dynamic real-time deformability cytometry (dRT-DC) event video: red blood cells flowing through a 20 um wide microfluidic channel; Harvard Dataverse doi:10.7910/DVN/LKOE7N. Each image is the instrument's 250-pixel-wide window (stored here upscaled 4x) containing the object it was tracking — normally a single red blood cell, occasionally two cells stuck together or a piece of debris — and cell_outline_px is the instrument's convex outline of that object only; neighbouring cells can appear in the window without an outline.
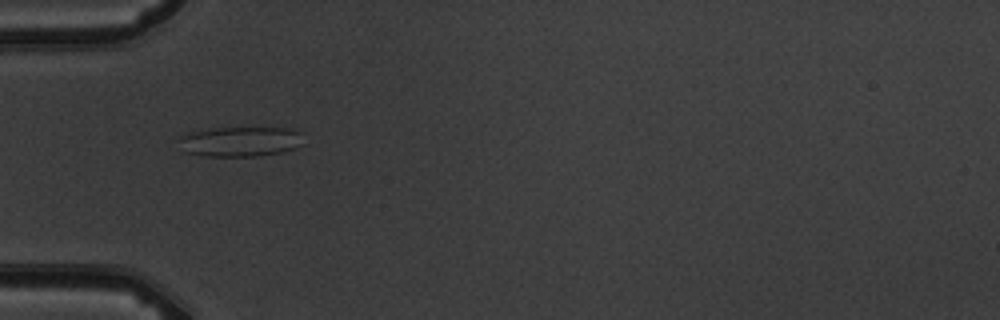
{"species": "common noctule bat (a hibernating species)", "species_latin": "Nyctalus noctula", "temperature_condition": "warm", "stored_images_in_passage": 6, "camera_frame_rate_fps": 3000, "um_per_image_px": 0.085, "animal": {"sex": "male", "body_mass_g": 19.5, "forearm_length_mm": 54.6}, "frame": {"image": 1, "passage_image": 4, "time_ms": 4.333, "image_size_px": [1000, 320], "cell_outline_px": [[304, 144], [284, 152], [260, 156], [204, 156], [184, 152], [180, 140], [180, 136], [188, 132], [212, 128], [288, 128], [304, 132]], "centroid_in_image_um": [20.5, 12.03], "position_along_channel_um": 64.5, "area_um2": 22.08}}
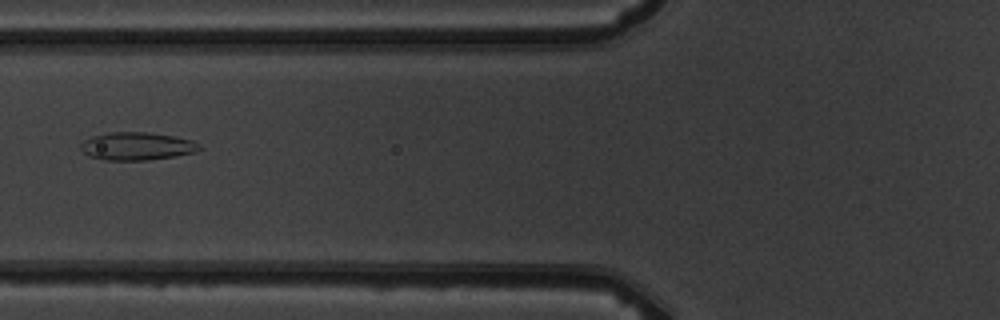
{"frame": {"image": 2, "passage_image": 5, "time_ms": 5.667, "image_size_px": [1000, 320], "cell_outline_px": [[200, 148], [196, 152], [148, 160], [104, 160], [88, 156], [80, 148], [80, 144], [84, 140], [92, 136], [108, 132], [148, 132], [172, 136], [192, 140], [200, 144]], "centroid_in_image_um": [11.6, 12.42], "position_along_channel_um": 114.2, "area_um2": 19.25}}